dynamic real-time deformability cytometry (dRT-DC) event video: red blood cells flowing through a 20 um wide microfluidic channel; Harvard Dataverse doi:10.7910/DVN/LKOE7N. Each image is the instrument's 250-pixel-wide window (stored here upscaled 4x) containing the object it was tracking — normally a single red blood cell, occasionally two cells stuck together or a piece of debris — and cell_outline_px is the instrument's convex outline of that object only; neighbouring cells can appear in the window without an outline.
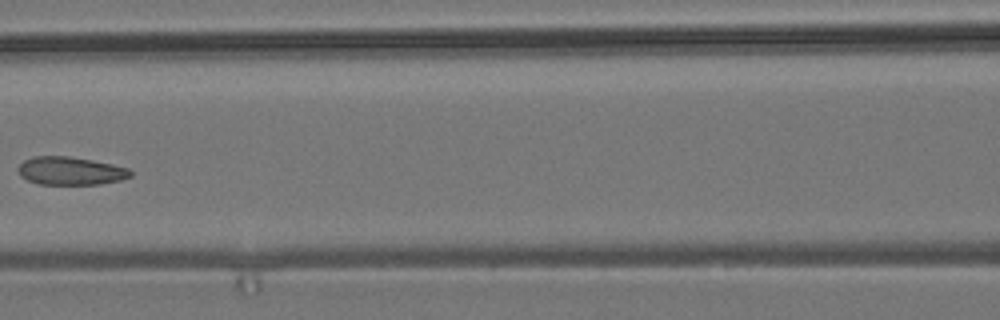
{"species": "common noctule bat (a hibernating species)", "species_latin": "Nyctalus noctula", "temperature_condition": "room temperature", "stored_images_in_passage": 8, "camera_frame_rate_fps": 3000, "um_per_image_px": 0.085, "animal": {"sex": "male", "body_mass_g": 19.2, "forearm_length_mm": 51.8}, "frame": {"image": 1, "passage_image": 7, "time_ms": 8.0, "image_size_px": [1000, 320], "cell_outline_px": [[132, 176], [120, 180], [100, 184], [40, 184], [28, 180], [20, 176], [16, 168], [24, 160], [32, 156], [68, 156], [92, 160], [112, 164], [128, 168], [132, 172]], "centroid_in_image_um": [5.97, 14.52], "position_along_channel_um": 160.6, "area_um2": 18.44}}
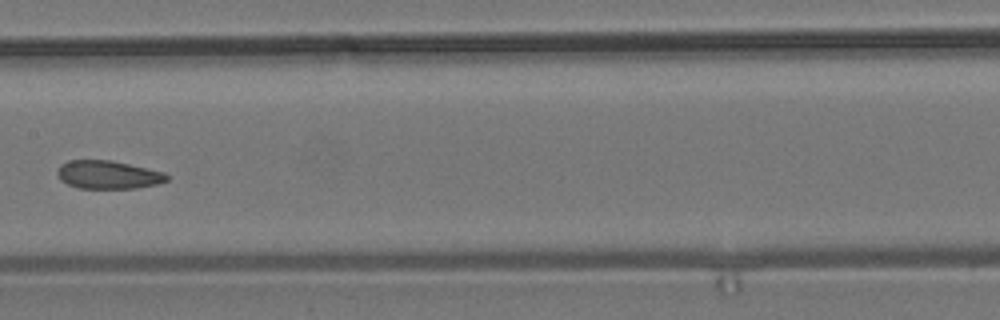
{"frame": {"image": 2, "passage_image": 8, "time_ms": 9.0, "image_size_px": [1000, 320], "cell_outline_px": [[168, 180], [160, 184], [136, 188], [76, 188], [60, 180], [56, 172], [60, 164], [68, 160], [112, 160], [164, 172], [168, 176]], "centroid_in_image_um": [9.18, 14.85], "position_along_channel_um": 198.2, "area_um2": 18.15}}